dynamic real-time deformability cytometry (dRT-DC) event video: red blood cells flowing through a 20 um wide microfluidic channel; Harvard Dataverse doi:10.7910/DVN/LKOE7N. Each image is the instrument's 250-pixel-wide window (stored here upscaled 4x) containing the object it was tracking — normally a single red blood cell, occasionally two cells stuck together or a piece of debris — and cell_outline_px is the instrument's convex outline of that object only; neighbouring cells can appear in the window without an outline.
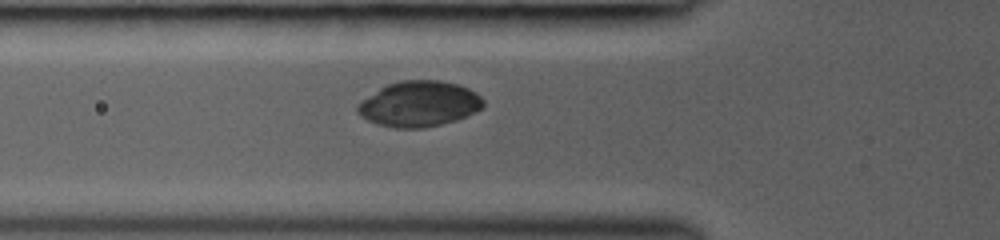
{"species": "common noctule bat (a hibernating species)", "species_latin": "Nyctalus noctula", "temperature_condition": "room temperature", "stored_images_in_passage": 4, "camera_frame_rate_fps": 3000, "um_per_image_px": 0.085, "animal": {"sex": "female", "body_mass_g": 19.0, "forearm_length_mm": 53.3}, "frame": {"image": 1, "passage_image": 2, "time_ms": 0.333, "image_size_px": [1000, 240], "cell_outline_px": [[484, 108], [476, 112], [456, 120], [424, 128], [396, 128], [376, 124], [360, 116], [356, 112], [356, 104], [380, 88], [388, 84], [400, 80], [440, 80], [456, 84], [468, 88], [476, 92], [484, 100]], "centroid_in_image_um": [35.62, 8.83], "position_along_channel_um": 90.2, "area_um2": 33.52}}
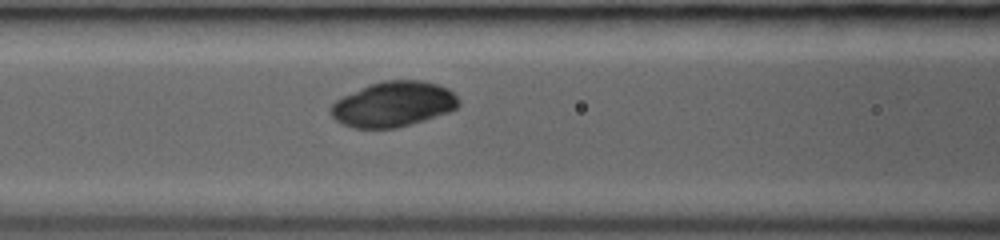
{"frame": {"image": 2, "passage_image": 4, "time_ms": 1.333, "image_size_px": [1000, 240], "cell_outline_px": [[460, 104], [452, 112], [396, 128], [352, 128], [336, 120], [328, 112], [328, 108], [336, 100], [368, 84], [384, 80], [424, 80], [448, 88], [460, 100]], "centroid_in_image_um": [33.44, 8.85], "position_along_channel_um": 133.2, "area_um2": 33.93}}